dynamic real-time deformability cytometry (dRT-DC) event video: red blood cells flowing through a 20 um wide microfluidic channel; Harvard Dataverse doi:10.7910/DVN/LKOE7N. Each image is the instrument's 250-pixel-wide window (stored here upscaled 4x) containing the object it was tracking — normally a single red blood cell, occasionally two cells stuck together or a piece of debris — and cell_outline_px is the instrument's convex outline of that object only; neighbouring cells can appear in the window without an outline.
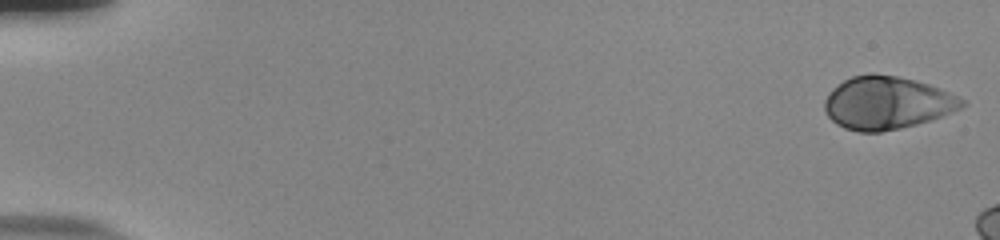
{"species": "human", "species_latin": "Homo sapiens", "temperature_condition": "room temperature", "stored_images_in_passage": 12, "camera_frame_rate_fps": 3000, "um_per_image_px": 0.085, "donor": {"sex": "male"}, "frame": {"image": 1, "passage_image": 1, "time_ms": 0.0, "image_size_px": [1000, 240], "cell_outline_px": [[968, 104], [960, 108], [932, 120], [900, 128], [880, 132], [860, 132], [844, 128], [836, 124], [828, 116], [824, 108], [824, 100], [828, 92], [832, 88], [844, 80], [852, 76], [868, 72], [872, 72], [896, 76], [916, 80], [940, 88], [964, 100]], "centroid_in_image_um": [75.36, 8.73], "position_along_channel_um": 9.6, "area_um2": 42.48}}